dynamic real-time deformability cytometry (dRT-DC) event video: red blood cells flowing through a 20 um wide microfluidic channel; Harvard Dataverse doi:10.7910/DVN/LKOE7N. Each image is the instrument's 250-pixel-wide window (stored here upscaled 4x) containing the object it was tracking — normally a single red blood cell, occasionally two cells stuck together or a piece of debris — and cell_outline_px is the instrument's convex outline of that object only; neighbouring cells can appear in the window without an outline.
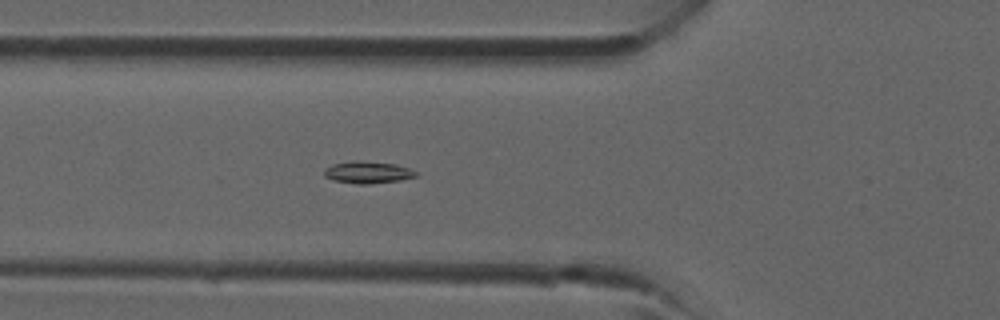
{"species": "common noctule bat (a hibernating species)", "species_latin": "Nyctalus noctula", "temperature_condition": "room temperature", "stored_images_in_passage": 29, "camera_frame_rate_fps": 3000, "um_per_image_px": 0.085, "animal": {"sex": "male", "forearm_length_mm": 52.5}, "frame": {"image": 1, "passage_image": 7, "time_ms": 2.0, "image_size_px": [1000, 320], "cell_outline_px": [[420, 172], [416, 176], [400, 180], [368, 184], [356, 184], [332, 180], [324, 176], [324, 168], [332, 164], [356, 160], [396, 164]], "centroid_in_image_um": [31.24, 14.65], "position_along_channel_um": 94.6, "area_um2": 11.85}}
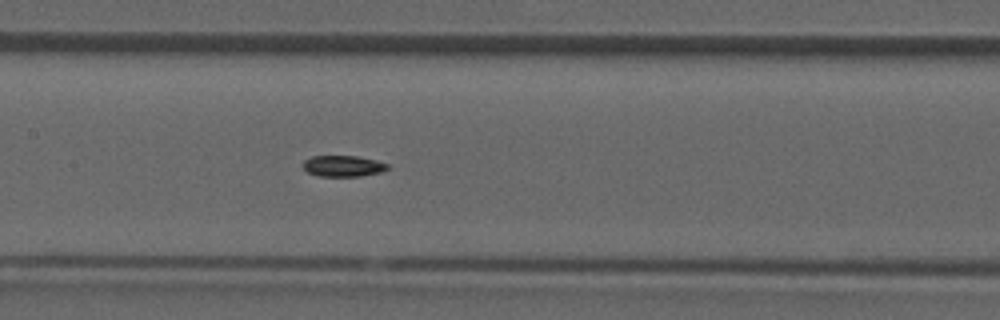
{"frame": {"image": 2, "passage_image": 12, "time_ms": 3.667, "image_size_px": [1000, 320], "cell_outline_px": [[388, 168], [384, 172], [360, 176], [320, 176], [308, 172], [304, 168], [304, 160], [312, 156], [356, 156], [376, 160], [388, 164]], "centroid_in_image_um": [29.2, 14.11], "position_along_channel_um": 178.2, "area_um2": 10.35}}
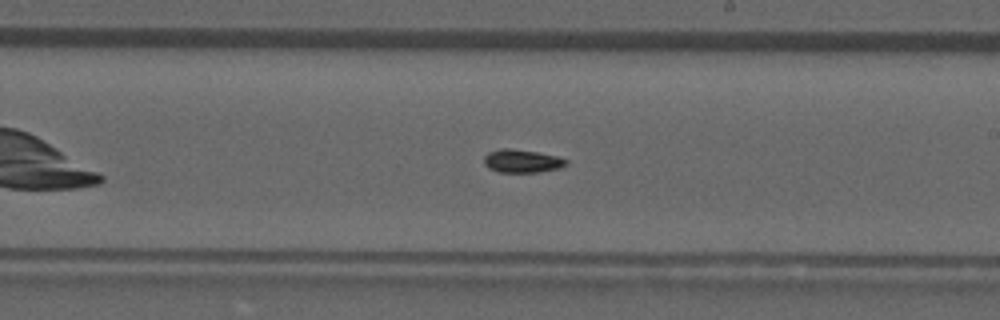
{"frame": {"image": 3, "passage_image": 16, "time_ms": 5.0, "image_size_px": [1000, 320], "cell_outline_px": [[568, 164], [560, 168], [540, 172], [496, 172], [488, 168], [484, 164], [484, 156], [488, 152], [504, 148], [508, 148], [536, 152], [556, 156], [568, 160]], "centroid_in_image_um": [44.36, 13.7], "position_along_channel_um": 244.6, "area_um2": 11.1}}